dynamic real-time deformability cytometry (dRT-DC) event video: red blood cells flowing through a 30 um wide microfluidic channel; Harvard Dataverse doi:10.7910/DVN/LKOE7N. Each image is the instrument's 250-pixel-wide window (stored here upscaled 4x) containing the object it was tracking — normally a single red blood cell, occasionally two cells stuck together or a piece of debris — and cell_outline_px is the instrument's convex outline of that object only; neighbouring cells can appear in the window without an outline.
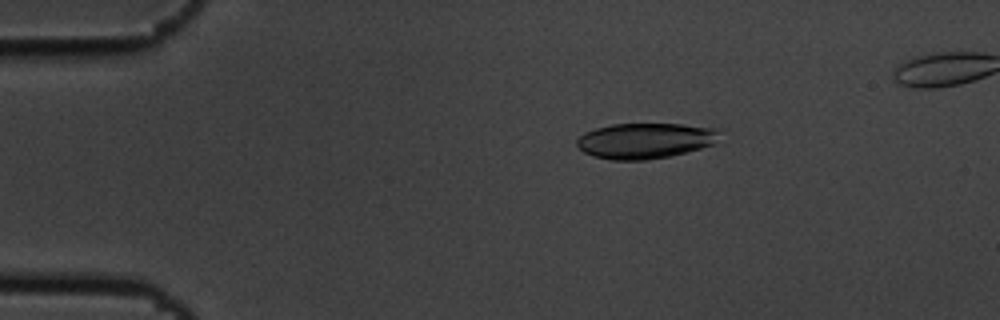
{"species": "common noctule bat (a hibernating species)", "species_latin": "Nyctalus noctula", "temperature_condition": "cold", "stored_images_in_passage": 45, "camera_frame_rate_fps": 3000, "um_per_image_px": 0.085, "animal": {"sex": "male", "body_mass_g": 19.5, "forearm_length_mm": 54.6}, "frame": {"image": 1, "passage_image": 2, "time_ms": 0.333, "image_size_px": [1000, 320], "cell_outline_px": [[716, 132], [712, 144], [700, 148], [668, 156], [644, 160], [612, 160], [596, 156], [584, 152], [576, 144], [576, 140], [584, 132], [596, 128], [612, 124], [680, 124], [716, 128]], "centroid_in_image_um": [54.75, 11.95], "position_along_channel_um": 30.3, "area_um2": 28.96}}
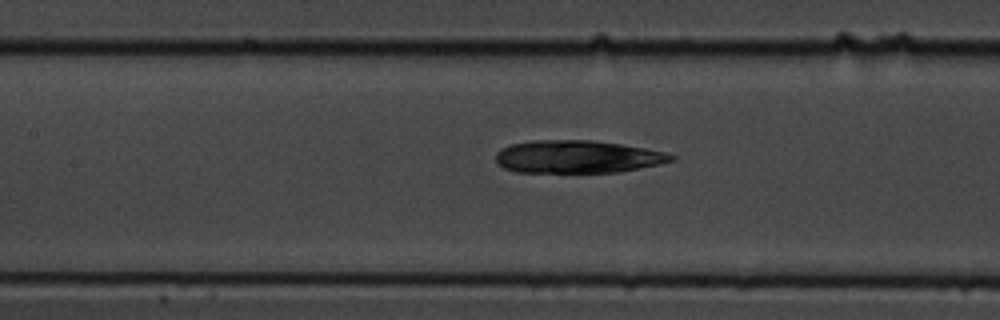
{"frame": {"image": 2, "passage_image": 17, "time_ms": 5.333, "image_size_px": [1000, 320], "cell_outline_px": [[676, 160], [660, 164], [616, 172], [516, 172], [504, 168], [496, 164], [496, 152], [500, 148], [512, 144], [532, 140], [592, 140], [620, 144], [644, 148], [664, 152], [676, 156]], "centroid_in_image_um": [49.04, 13.32], "position_along_channel_um": 158.4, "area_um2": 33.47}}